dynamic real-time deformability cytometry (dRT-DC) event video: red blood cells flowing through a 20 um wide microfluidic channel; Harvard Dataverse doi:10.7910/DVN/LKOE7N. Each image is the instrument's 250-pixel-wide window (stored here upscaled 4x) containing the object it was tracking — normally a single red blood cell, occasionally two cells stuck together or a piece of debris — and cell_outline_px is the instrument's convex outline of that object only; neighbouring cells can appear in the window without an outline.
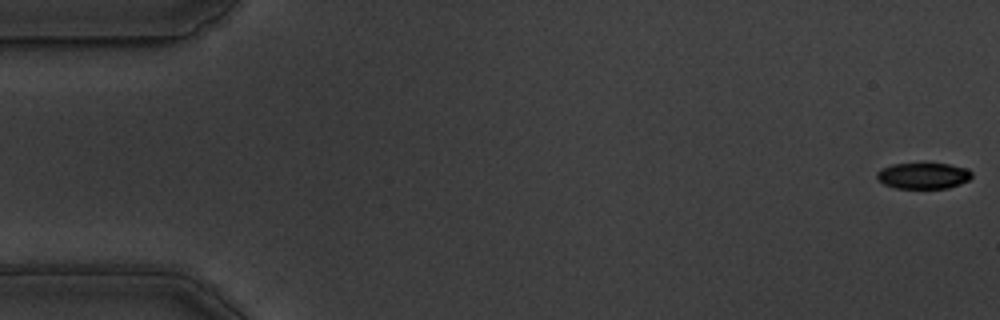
{"species": "common noctule bat (a hibernating species)", "species_latin": "Nyctalus noctula", "temperature_condition": "warm", "stored_images_in_passage": 57, "camera_frame_rate_fps": 3000, "um_per_image_px": 0.085, "animal": {"sex": "male", "body_mass_g": 19.5, "forearm_length_mm": 54.6}, "frame": {"image": 1, "passage_image": 1, "time_ms": 0.0, "image_size_px": [1000, 320], "cell_outline_px": [[972, 176], [968, 180], [960, 184], [948, 188], [896, 188], [884, 184], [876, 176], [876, 172], [880, 168], [892, 164], [924, 160], [948, 164], [968, 168], [972, 172]], "centroid_in_image_um": [78.47, 14.88], "position_along_channel_um": 6.5, "area_um2": 15.2}}
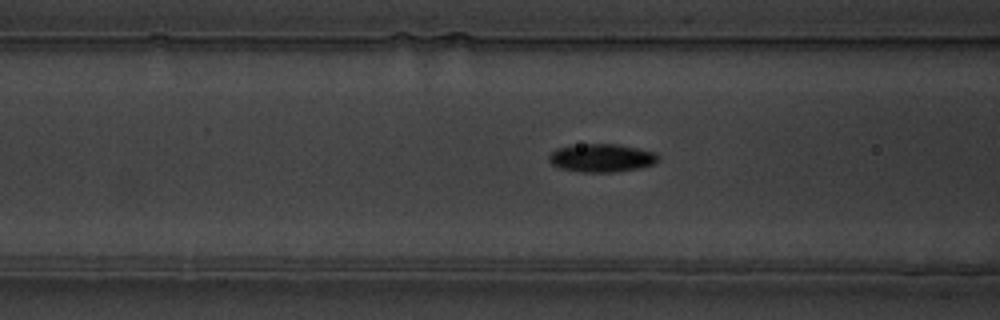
{"frame": {"image": 2, "passage_image": 22, "time_ms": 7.0, "image_size_px": [1000, 320], "cell_outline_px": [[660, 160], [652, 164], [640, 168], [616, 172], [580, 172], [560, 168], [552, 164], [548, 160], [548, 156], [556, 148], [588, 144], [616, 144], [656, 152], [660, 156]], "centroid_in_image_um": [51.16, 13.43], "position_along_channel_um": 115.4, "area_um2": 17.92}}
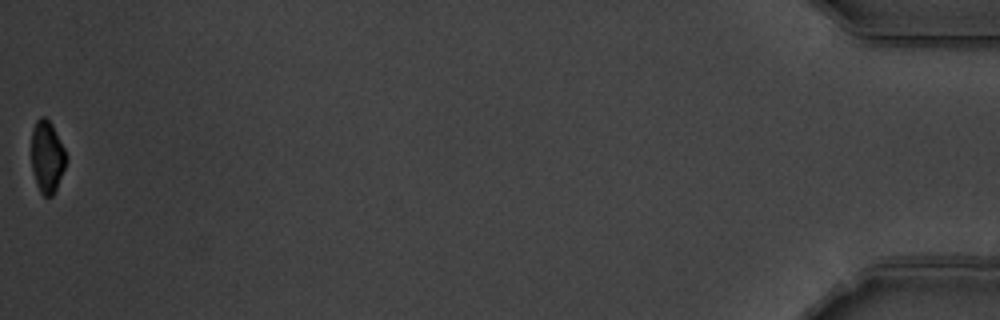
{"frame": {"image": 3, "passage_image": 57, "time_ms": 18.667, "image_size_px": [1000, 320], "cell_outline_px": [[68, 156], [64, 168], [56, 188], [52, 196], [44, 196], [40, 192], [36, 184], [32, 168], [32, 128], [36, 120], [40, 116], [44, 116], [52, 124]], "centroid_in_image_um": [4.0, 13.3], "position_along_channel_um": 431.2, "area_um2": 14.51}, "authors_computed_cell_mechanics": {"area_um2": 17.1666, "velocity_mm_per_s": 3.5633, "shape_relaxation_time_tau1_ms": 4.0473, "shape_relaxation_time_tau2_ms": 6.3943, "deformation_change_tau1": 0.1261, "deformation_change_tau2": 0.0871}}